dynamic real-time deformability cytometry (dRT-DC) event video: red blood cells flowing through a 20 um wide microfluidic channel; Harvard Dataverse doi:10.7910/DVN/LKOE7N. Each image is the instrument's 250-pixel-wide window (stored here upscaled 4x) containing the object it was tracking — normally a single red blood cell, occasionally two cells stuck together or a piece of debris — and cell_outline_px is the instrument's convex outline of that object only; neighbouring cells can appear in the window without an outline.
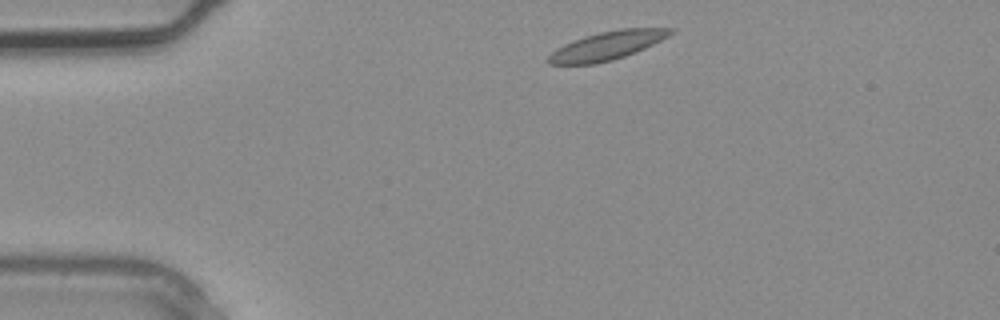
{"species": "common noctule bat (a hibernating species)", "species_latin": "Nyctalus noctula", "temperature_condition": "warm", "stored_images_in_passage": 2, "camera_frame_rate_fps": 3000, "um_per_image_px": 0.085, "animal": {"sex": "male", "body_mass_g": 20.4}, "frame": {"image": 1, "passage_image": 1, "time_ms": 0.0, "image_size_px": [1000, 320], "cell_outline_px": [[676, 28], [668, 36], [636, 52], [612, 60], [592, 64], [548, 64], [548, 56], [552, 52], [564, 44], [600, 32], [620, 28]], "centroid_in_image_um": [51.62, 3.88], "position_along_channel_um": 33.4, "area_um2": 19.77}}